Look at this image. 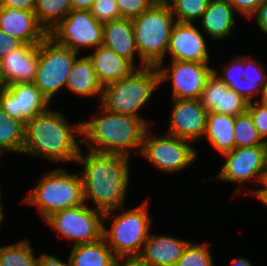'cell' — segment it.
I'll return each instance as SVG.
<instances>
[{
    "instance_id": "6da1fadb",
    "label": "cell",
    "mask_w": 267,
    "mask_h": 266,
    "mask_svg": "<svg viewBox=\"0 0 267 266\" xmlns=\"http://www.w3.org/2000/svg\"><path fill=\"white\" fill-rule=\"evenodd\" d=\"M128 160V155L91 150L87 155L80 152L76 159L84 166L81 175L84 200H92L96 209L104 212V220L124 204L129 184Z\"/></svg>"
},
{
    "instance_id": "7a4b0ae2",
    "label": "cell",
    "mask_w": 267,
    "mask_h": 266,
    "mask_svg": "<svg viewBox=\"0 0 267 266\" xmlns=\"http://www.w3.org/2000/svg\"><path fill=\"white\" fill-rule=\"evenodd\" d=\"M73 132L82 135V123L72 128L61 113L48 109L25 124L22 154L56 162L76 161L81 152L82 139L77 141Z\"/></svg>"
},
{
    "instance_id": "3957f363",
    "label": "cell",
    "mask_w": 267,
    "mask_h": 266,
    "mask_svg": "<svg viewBox=\"0 0 267 266\" xmlns=\"http://www.w3.org/2000/svg\"><path fill=\"white\" fill-rule=\"evenodd\" d=\"M101 108L100 117L82 123V134L88 138L82 139V144L90 140L88 148L91 151L128 156L133 148L139 147L141 150L143 137L148 129L147 121L110 112L103 106Z\"/></svg>"
},
{
    "instance_id": "277c9868",
    "label": "cell",
    "mask_w": 267,
    "mask_h": 266,
    "mask_svg": "<svg viewBox=\"0 0 267 266\" xmlns=\"http://www.w3.org/2000/svg\"><path fill=\"white\" fill-rule=\"evenodd\" d=\"M174 21L169 5L157 3L132 19L141 68L162 66Z\"/></svg>"
},
{
    "instance_id": "5b68a950",
    "label": "cell",
    "mask_w": 267,
    "mask_h": 266,
    "mask_svg": "<svg viewBox=\"0 0 267 266\" xmlns=\"http://www.w3.org/2000/svg\"><path fill=\"white\" fill-rule=\"evenodd\" d=\"M160 84L155 66L137 68L131 75L103 87L101 106L122 115L135 116Z\"/></svg>"
},
{
    "instance_id": "8992f818",
    "label": "cell",
    "mask_w": 267,
    "mask_h": 266,
    "mask_svg": "<svg viewBox=\"0 0 267 266\" xmlns=\"http://www.w3.org/2000/svg\"><path fill=\"white\" fill-rule=\"evenodd\" d=\"M29 193L23 202L36 205L45 220L58 211L86 203L81 176L64 169L46 172Z\"/></svg>"
},
{
    "instance_id": "52a82bcc",
    "label": "cell",
    "mask_w": 267,
    "mask_h": 266,
    "mask_svg": "<svg viewBox=\"0 0 267 266\" xmlns=\"http://www.w3.org/2000/svg\"><path fill=\"white\" fill-rule=\"evenodd\" d=\"M147 204L114 217L110 230L103 225V238L119 260L137 259L149 237L151 219Z\"/></svg>"
},
{
    "instance_id": "ba28073f",
    "label": "cell",
    "mask_w": 267,
    "mask_h": 266,
    "mask_svg": "<svg viewBox=\"0 0 267 266\" xmlns=\"http://www.w3.org/2000/svg\"><path fill=\"white\" fill-rule=\"evenodd\" d=\"M78 52L57 44L47 36L39 44V60L34 85L51 101L53 96L66 86Z\"/></svg>"
},
{
    "instance_id": "9c48e42d",
    "label": "cell",
    "mask_w": 267,
    "mask_h": 266,
    "mask_svg": "<svg viewBox=\"0 0 267 266\" xmlns=\"http://www.w3.org/2000/svg\"><path fill=\"white\" fill-rule=\"evenodd\" d=\"M74 245L98 241L103 237L104 212L91 209L86 203L58 211L45 220Z\"/></svg>"
},
{
    "instance_id": "30bf717a",
    "label": "cell",
    "mask_w": 267,
    "mask_h": 266,
    "mask_svg": "<svg viewBox=\"0 0 267 266\" xmlns=\"http://www.w3.org/2000/svg\"><path fill=\"white\" fill-rule=\"evenodd\" d=\"M48 36L57 44L79 52L82 46L97 48L103 44V24L90 11L71 10Z\"/></svg>"
},
{
    "instance_id": "8fae6325",
    "label": "cell",
    "mask_w": 267,
    "mask_h": 266,
    "mask_svg": "<svg viewBox=\"0 0 267 266\" xmlns=\"http://www.w3.org/2000/svg\"><path fill=\"white\" fill-rule=\"evenodd\" d=\"M146 130L140 153L161 171L176 172L185 169L196 159V151L188 142L176 136L149 137Z\"/></svg>"
},
{
    "instance_id": "7c38bea8",
    "label": "cell",
    "mask_w": 267,
    "mask_h": 266,
    "mask_svg": "<svg viewBox=\"0 0 267 266\" xmlns=\"http://www.w3.org/2000/svg\"><path fill=\"white\" fill-rule=\"evenodd\" d=\"M161 82L172 79L173 99H199L214 69L208 63L171 60L170 67L157 66Z\"/></svg>"
},
{
    "instance_id": "4fadbf2b",
    "label": "cell",
    "mask_w": 267,
    "mask_h": 266,
    "mask_svg": "<svg viewBox=\"0 0 267 266\" xmlns=\"http://www.w3.org/2000/svg\"><path fill=\"white\" fill-rule=\"evenodd\" d=\"M222 155L226 162L218 174L219 179L243 183L253 178L263 183L267 169V145L234 148Z\"/></svg>"
},
{
    "instance_id": "5bb4252c",
    "label": "cell",
    "mask_w": 267,
    "mask_h": 266,
    "mask_svg": "<svg viewBox=\"0 0 267 266\" xmlns=\"http://www.w3.org/2000/svg\"><path fill=\"white\" fill-rule=\"evenodd\" d=\"M49 103L34 83H15L0 88L1 109L23 124L47 111Z\"/></svg>"
},
{
    "instance_id": "9a60e30c",
    "label": "cell",
    "mask_w": 267,
    "mask_h": 266,
    "mask_svg": "<svg viewBox=\"0 0 267 266\" xmlns=\"http://www.w3.org/2000/svg\"><path fill=\"white\" fill-rule=\"evenodd\" d=\"M252 69L255 72L253 74L250 71ZM223 70L226 73L224 76H219L220 74L216 70L214 72L231 90L238 93L248 103L252 102L256 94H262L267 76L263 72L264 68L260 62L253 60L248 55L239 56L228 63Z\"/></svg>"
},
{
    "instance_id": "2e32d148",
    "label": "cell",
    "mask_w": 267,
    "mask_h": 266,
    "mask_svg": "<svg viewBox=\"0 0 267 266\" xmlns=\"http://www.w3.org/2000/svg\"><path fill=\"white\" fill-rule=\"evenodd\" d=\"M168 135L193 141L203 137L206 131L208 111L199 99H172Z\"/></svg>"
},
{
    "instance_id": "e0dca14e",
    "label": "cell",
    "mask_w": 267,
    "mask_h": 266,
    "mask_svg": "<svg viewBox=\"0 0 267 266\" xmlns=\"http://www.w3.org/2000/svg\"><path fill=\"white\" fill-rule=\"evenodd\" d=\"M168 51L172 60L208 63L210 59L204 37L192 23H175Z\"/></svg>"
},
{
    "instance_id": "ac0fdd59",
    "label": "cell",
    "mask_w": 267,
    "mask_h": 266,
    "mask_svg": "<svg viewBox=\"0 0 267 266\" xmlns=\"http://www.w3.org/2000/svg\"><path fill=\"white\" fill-rule=\"evenodd\" d=\"M39 60V44L24 43L0 60L3 87L33 83Z\"/></svg>"
},
{
    "instance_id": "d6986e66",
    "label": "cell",
    "mask_w": 267,
    "mask_h": 266,
    "mask_svg": "<svg viewBox=\"0 0 267 266\" xmlns=\"http://www.w3.org/2000/svg\"><path fill=\"white\" fill-rule=\"evenodd\" d=\"M199 101L208 112L235 117L246 112L248 106V102L231 90L214 71L207 79Z\"/></svg>"
},
{
    "instance_id": "ffe728a7",
    "label": "cell",
    "mask_w": 267,
    "mask_h": 266,
    "mask_svg": "<svg viewBox=\"0 0 267 266\" xmlns=\"http://www.w3.org/2000/svg\"><path fill=\"white\" fill-rule=\"evenodd\" d=\"M0 29L28 44H40L48 36L34 12L21 9L0 7Z\"/></svg>"
},
{
    "instance_id": "44dd1931",
    "label": "cell",
    "mask_w": 267,
    "mask_h": 266,
    "mask_svg": "<svg viewBox=\"0 0 267 266\" xmlns=\"http://www.w3.org/2000/svg\"><path fill=\"white\" fill-rule=\"evenodd\" d=\"M188 243L171 236L149 234L137 259L147 266H175Z\"/></svg>"
},
{
    "instance_id": "7402d4cb",
    "label": "cell",
    "mask_w": 267,
    "mask_h": 266,
    "mask_svg": "<svg viewBox=\"0 0 267 266\" xmlns=\"http://www.w3.org/2000/svg\"><path fill=\"white\" fill-rule=\"evenodd\" d=\"M88 57L92 60L98 80L103 87L128 77L136 70L130 60L119 56L104 45L97 47Z\"/></svg>"
},
{
    "instance_id": "603a6c76",
    "label": "cell",
    "mask_w": 267,
    "mask_h": 266,
    "mask_svg": "<svg viewBox=\"0 0 267 266\" xmlns=\"http://www.w3.org/2000/svg\"><path fill=\"white\" fill-rule=\"evenodd\" d=\"M134 64L137 50L132 19L120 18L103 24V44Z\"/></svg>"
},
{
    "instance_id": "cb8c5ba5",
    "label": "cell",
    "mask_w": 267,
    "mask_h": 266,
    "mask_svg": "<svg viewBox=\"0 0 267 266\" xmlns=\"http://www.w3.org/2000/svg\"><path fill=\"white\" fill-rule=\"evenodd\" d=\"M235 11L227 0H210L207 9L201 16L204 32L210 34L213 40L232 36L235 24Z\"/></svg>"
},
{
    "instance_id": "d4e9b609",
    "label": "cell",
    "mask_w": 267,
    "mask_h": 266,
    "mask_svg": "<svg viewBox=\"0 0 267 266\" xmlns=\"http://www.w3.org/2000/svg\"><path fill=\"white\" fill-rule=\"evenodd\" d=\"M65 87L78 95L93 96L98 94L100 99L102 98L103 86L98 80L92 60L88 55L80 59L76 58Z\"/></svg>"
},
{
    "instance_id": "484cf974",
    "label": "cell",
    "mask_w": 267,
    "mask_h": 266,
    "mask_svg": "<svg viewBox=\"0 0 267 266\" xmlns=\"http://www.w3.org/2000/svg\"><path fill=\"white\" fill-rule=\"evenodd\" d=\"M235 116L208 112L206 135L212 146L221 154L235 148L234 137Z\"/></svg>"
},
{
    "instance_id": "4316f807",
    "label": "cell",
    "mask_w": 267,
    "mask_h": 266,
    "mask_svg": "<svg viewBox=\"0 0 267 266\" xmlns=\"http://www.w3.org/2000/svg\"><path fill=\"white\" fill-rule=\"evenodd\" d=\"M69 260L72 266H116L118 261L103 237L92 243L73 245Z\"/></svg>"
},
{
    "instance_id": "83f0119b",
    "label": "cell",
    "mask_w": 267,
    "mask_h": 266,
    "mask_svg": "<svg viewBox=\"0 0 267 266\" xmlns=\"http://www.w3.org/2000/svg\"><path fill=\"white\" fill-rule=\"evenodd\" d=\"M25 140V124L11 118L0 107V155L3 151L22 154Z\"/></svg>"
},
{
    "instance_id": "f1b7e54d",
    "label": "cell",
    "mask_w": 267,
    "mask_h": 266,
    "mask_svg": "<svg viewBox=\"0 0 267 266\" xmlns=\"http://www.w3.org/2000/svg\"><path fill=\"white\" fill-rule=\"evenodd\" d=\"M72 10L71 0H37L34 14L49 32Z\"/></svg>"
},
{
    "instance_id": "f546056e",
    "label": "cell",
    "mask_w": 267,
    "mask_h": 266,
    "mask_svg": "<svg viewBox=\"0 0 267 266\" xmlns=\"http://www.w3.org/2000/svg\"><path fill=\"white\" fill-rule=\"evenodd\" d=\"M32 246L25 240L0 247L2 266H37Z\"/></svg>"
},
{
    "instance_id": "4dcf8cb0",
    "label": "cell",
    "mask_w": 267,
    "mask_h": 266,
    "mask_svg": "<svg viewBox=\"0 0 267 266\" xmlns=\"http://www.w3.org/2000/svg\"><path fill=\"white\" fill-rule=\"evenodd\" d=\"M235 148L267 145L266 140L258 135L252 117L246 111L235 117L234 124Z\"/></svg>"
},
{
    "instance_id": "1f68e13d",
    "label": "cell",
    "mask_w": 267,
    "mask_h": 266,
    "mask_svg": "<svg viewBox=\"0 0 267 266\" xmlns=\"http://www.w3.org/2000/svg\"><path fill=\"white\" fill-rule=\"evenodd\" d=\"M210 0H172L168 5L176 22L192 23L201 18ZM176 15V16H175Z\"/></svg>"
},
{
    "instance_id": "d6a6232c",
    "label": "cell",
    "mask_w": 267,
    "mask_h": 266,
    "mask_svg": "<svg viewBox=\"0 0 267 266\" xmlns=\"http://www.w3.org/2000/svg\"><path fill=\"white\" fill-rule=\"evenodd\" d=\"M207 244L189 242L175 266H213V258Z\"/></svg>"
},
{
    "instance_id": "836d02e7",
    "label": "cell",
    "mask_w": 267,
    "mask_h": 266,
    "mask_svg": "<svg viewBox=\"0 0 267 266\" xmlns=\"http://www.w3.org/2000/svg\"><path fill=\"white\" fill-rule=\"evenodd\" d=\"M90 12L100 24L121 18L116 0H95Z\"/></svg>"
},
{
    "instance_id": "e575fe53",
    "label": "cell",
    "mask_w": 267,
    "mask_h": 266,
    "mask_svg": "<svg viewBox=\"0 0 267 266\" xmlns=\"http://www.w3.org/2000/svg\"><path fill=\"white\" fill-rule=\"evenodd\" d=\"M155 0H116L120 17L134 19L155 4Z\"/></svg>"
},
{
    "instance_id": "d590c367",
    "label": "cell",
    "mask_w": 267,
    "mask_h": 266,
    "mask_svg": "<svg viewBox=\"0 0 267 266\" xmlns=\"http://www.w3.org/2000/svg\"><path fill=\"white\" fill-rule=\"evenodd\" d=\"M256 104L254 106V103H248L247 112L252 117L258 135L263 140L267 137V106L260 101H257Z\"/></svg>"
},
{
    "instance_id": "8d00e7d4",
    "label": "cell",
    "mask_w": 267,
    "mask_h": 266,
    "mask_svg": "<svg viewBox=\"0 0 267 266\" xmlns=\"http://www.w3.org/2000/svg\"><path fill=\"white\" fill-rule=\"evenodd\" d=\"M236 12L251 18L256 9L267 0H227Z\"/></svg>"
},
{
    "instance_id": "74e56055",
    "label": "cell",
    "mask_w": 267,
    "mask_h": 266,
    "mask_svg": "<svg viewBox=\"0 0 267 266\" xmlns=\"http://www.w3.org/2000/svg\"><path fill=\"white\" fill-rule=\"evenodd\" d=\"M23 44L20 39L14 38L0 29V60Z\"/></svg>"
},
{
    "instance_id": "f35d334b",
    "label": "cell",
    "mask_w": 267,
    "mask_h": 266,
    "mask_svg": "<svg viewBox=\"0 0 267 266\" xmlns=\"http://www.w3.org/2000/svg\"><path fill=\"white\" fill-rule=\"evenodd\" d=\"M37 0H0V7L34 11Z\"/></svg>"
},
{
    "instance_id": "ab89813d",
    "label": "cell",
    "mask_w": 267,
    "mask_h": 266,
    "mask_svg": "<svg viewBox=\"0 0 267 266\" xmlns=\"http://www.w3.org/2000/svg\"><path fill=\"white\" fill-rule=\"evenodd\" d=\"M37 266H72L70 260L68 259V262H62L59 260L57 257L54 255H49V254H42L38 259H37Z\"/></svg>"
},
{
    "instance_id": "60d3db41",
    "label": "cell",
    "mask_w": 267,
    "mask_h": 266,
    "mask_svg": "<svg viewBox=\"0 0 267 266\" xmlns=\"http://www.w3.org/2000/svg\"><path fill=\"white\" fill-rule=\"evenodd\" d=\"M253 15L256 16L255 19L260 29L267 33V2L262 3Z\"/></svg>"
},
{
    "instance_id": "b9f144b4",
    "label": "cell",
    "mask_w": 267,
    "mask_h": 266,
    "mask_svg": "<svg viewBox=\"0 0 267 266\" xmlns=\"http://www.w3.org/2000/svg\"><path fill=\"white\" fill-rule=\"evenodd\" d=\"M95 0H71L72 10L90 11Z\"/></svg>"
},
{
    "instance_id": "7bdbcfd3",
    "label": "cell",
    "mask_w": 267,
    "mask_h": 266,
    "mask_svg": "<svg viewBox=\"0 0 267 266\" xmlns=\"http://www.w3.org/2000/svg\"><path fill=\"white\" fill-rule=\"evenodd\" d=\"M116 266H147L141 263L138 259H124L121 263L120 259L117 261Z\"/></svg>"
},
{
    "instance_id": "ee69618b",
    "label": "cell",
    "mask_w": 267,
    "mask_h": 266,
    "mask_svg": "<svg viewBox=\"0 0 267 266\" xmlns=\"http://www.w3.org/2000/svg\"><path fill=\"white\" fill-rule=\"evenodd\" d=\"M253 194L256 195L258 200H261V202L265 203L267 206V189H258L253 191Z\"/></svg>"
},
{
    "instance_id": "f6af8a7d",
    "label": "cell",
    "mask_w": 267,
    "mask_h": 266,
    "mask_svg": "<svg viewBox=\"0 0 267 266\" xmlns=\"http://www.w3.org/2000/svg\"><path fill=\"white\" fill-rule=\"evenodd\" d=\"M230 266H252V264L247 259L235 258Z\"/></svg>"
},
{
    "instance_id": "bcb514c9",
    "label": "cell",
    "mask_w": 267,
    "mask_h": 266,
    "mask_svg": "<svg viewBox=\"0 0 267 266\" xmlns=\"http://www.w3.org/2000/svg\"><path fill=\"white\" fill-rule=\"evenodd\" d=\"M260 102L267 106V82L264 84L262 89V99Z\"/></svg>"
},
{
    "instance_id": "7dc6e473",
    "label": "cell",
    "mask_w": 267,
    "mask_h": 266,
    "mask_svg": "<svg viewBox=\"0 0 267 266\" xmlns=\"http://www.w3.org/2000/svg\"><path fill=\"white\" fill-rule=\"evenodd\" d=\"M172 0H155L157 4H166L168 5Z\"/></svg>"
},
{
    "instance_id": "c3c4849f",
    "label": "cell",
    "mask_w": 267,
    "mask_h": 266,
    "mask_svg": "<svg viewBox=\"0 0 267 266\" xmlns=\"http://www.w3.org/2000/svg\"><path fill=\"white\" fill-rule=\"evenodd\" d=\"M263 186H265L264 188L262 189H267V169H266V172H265V175H264V179H263Z\"/></svg>"
},
{
    "instance_id": "681fc988",
    "label": "cell",
    "mask_w": 267,
    "mask_h": 266,
    "mask_svg": "<svg viewBox=\"0 0 267 266\" xmlns=\"http://www.w3.org/2000/svg\"><path fill=\"white\" fill-rule=\"evenodd\" d=\"M3 87V77L1 73V65H0V88Z\"/></svg>"
},
{
    "instance_id": "f907efd6",
    "label": "cell",
    "mask_w": 267,
    "mask_h": 266,
    "mask_svg": "<svg viewBox=\"0 0 267 266\" xmlns=\"http://www.w3.org/2000/svg\"><path fill=\"white\" fill-rule=\"evenodd\" d=\"M2 208H0V226H1V220L3 219L4 215H3V212H2Z\"/></svg>"
},
{
    "instance_id": "816d5d0a",
    "label": "cell",
    "mask_w": 267,
    "mask_h": 266,
    "mask_svg": "<svg viewBox=\"0 0 267 266\" xmlns=\"http://www.w3.org/2000/svg\"><path fill=\"white\" fill-rule=\"evenodd\" d=\"M1 198H2V197H1V192H0V200H1ZM0 208H2L1 201H0Z\"/></svg>"
}]
</instances>
